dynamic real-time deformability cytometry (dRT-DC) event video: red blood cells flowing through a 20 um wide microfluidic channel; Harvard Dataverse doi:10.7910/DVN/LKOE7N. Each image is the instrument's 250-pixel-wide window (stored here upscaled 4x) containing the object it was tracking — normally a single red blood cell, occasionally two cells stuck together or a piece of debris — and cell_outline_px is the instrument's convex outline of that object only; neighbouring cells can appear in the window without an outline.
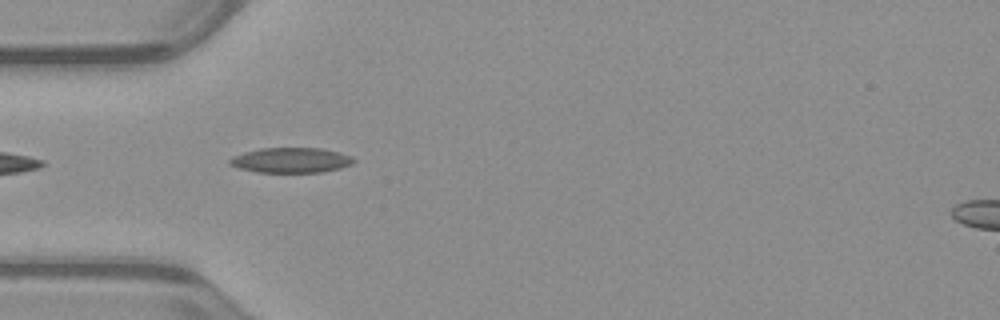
{"species": "common noctule bat (a hibernating species)", "species_latin": "Nyctalus noctula", "temperature_condition": "warm", "stored_images_in_passage": 4, "camera_frame_rate_fps": 3000, "um_per_image_px": 0.085, "animal": {"sex": "male", "body_mass_g": 23.1, "forearm_length_mm": 52.7}, "frame": {"image": 1, "passage_image": 1, "time_ms": 0.0, "image_size_px": [1000, 320], "cell_outline_px": [[356, 160], [352, 164], [340, 168], [324, 172], [256, 172], [240, 168], [228, 164], [228, 160], [232, 156], [244, 152], [260, 148], [320, 148], [340, 152], [352, 156]], "centroid_in_image_um": [24.74, 13.61], "position_along_channel_um": 60.3, "area_um2": 18.26}}